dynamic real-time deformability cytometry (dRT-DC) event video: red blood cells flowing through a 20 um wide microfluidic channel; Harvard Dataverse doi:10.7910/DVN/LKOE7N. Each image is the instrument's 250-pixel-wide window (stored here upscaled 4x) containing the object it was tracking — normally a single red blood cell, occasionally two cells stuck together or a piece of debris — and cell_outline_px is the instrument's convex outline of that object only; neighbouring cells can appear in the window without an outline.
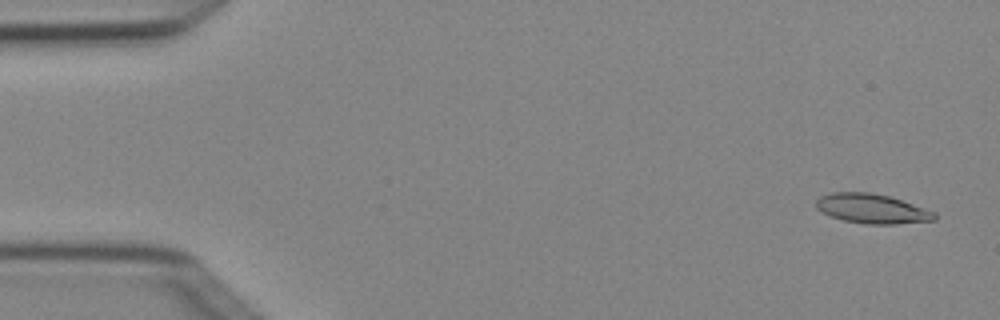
{"species": "Egyptian fruit bat (a non-hibernating species)", "species_latin": "Rousettus aegyptiacus", "temperature_condition": "cold", "stored_images_in_passage": 4, "camera_frame_rate_fps": 3000, "um_per_image_px": 0.085, "animal": {"sex": "female"}, "frame": {"image": 1, "passage_image": 1, "time_ms": 0.0, "image_size_px": [1000, 320], "cell_outline_px": [[936, 220], [896, 224], [864, 224], [844, 220], [832, 216], [816, 208], [816, 200], [820, 196], [832, 192], [872, 192], [888, 196], [936, 212]], "centroid_in_image_um": [74.12, 17.74], "position_along_channel_um": 10.9, "area_um2": 20.23}}
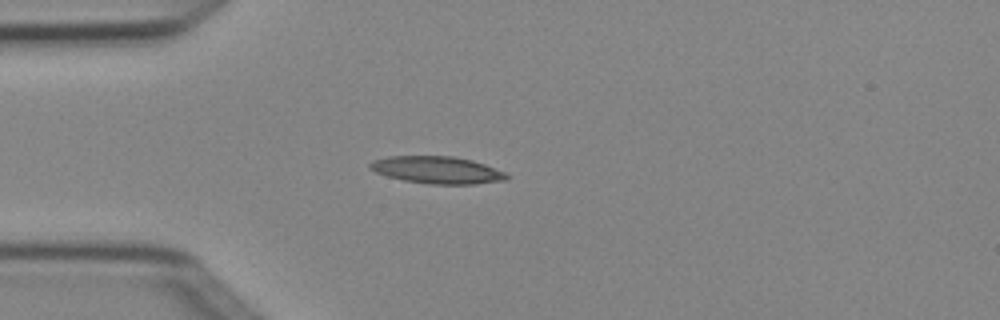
{"frame": {"image": 2, "passage_image": 4, "time_ms": 1.0, "image_size_px": [1000, 320], "cell_outline_px": [[508, 176], [504, 180], [476, 184], [428, 184], [404, 180], [388, 176], [376, 172], [368, 168], [368, 164], [372, 160], [388, 156], [452, 156], [472, 160], [508, 172]], "centroid_in_image_um": [37.15, 14.44], "position_along_channel_um": 47.8, "area_um2": 21.73}}